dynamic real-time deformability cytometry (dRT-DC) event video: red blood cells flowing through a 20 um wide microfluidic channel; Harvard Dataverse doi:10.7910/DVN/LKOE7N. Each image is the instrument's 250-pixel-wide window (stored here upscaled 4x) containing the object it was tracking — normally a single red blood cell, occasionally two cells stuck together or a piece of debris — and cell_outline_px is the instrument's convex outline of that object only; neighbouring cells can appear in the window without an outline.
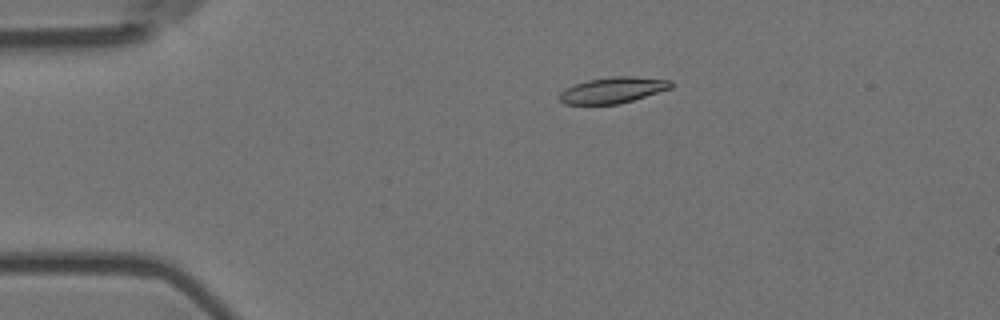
{"species": "Egyptian fruit bat (a non-hibernating species)", "species_latin": "Rousettus aegyptiacus", "temperature_condition": "room temperature", "stored_images_in_passage": 5, "camera_frame_rate_fps": 3000, "um_per_image_px": 0.085, "animal": {"sex": "female"}, "frame": {"image": 1, "passage_image": 1, "time_ms": 0.0, "image_size_px": [1000, 320], "cell_outline_px": [[676, 84], [672, 88], [620, 104], [564, 104], [556, 96], [564, 88], [588, 80], [608, 76], [632, 76], [672, 80]], "centroid_in_image_um": [52.11, 7.65], "position_along_channel_um": 32.9, "area_um2": 17.17}}
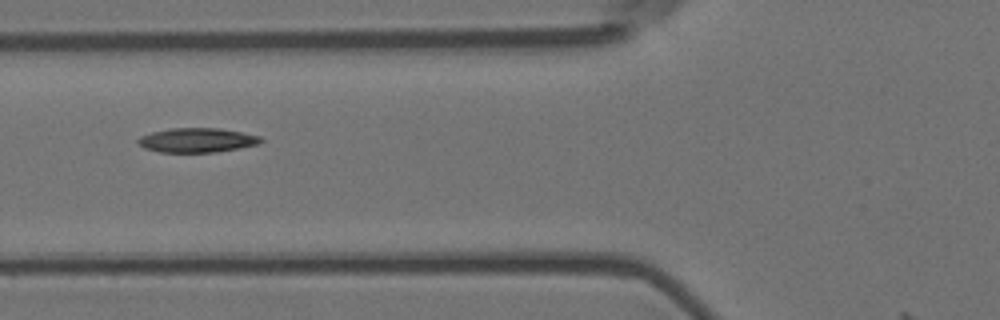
{"frame": {"image": 2, "passage_image": 4, "time_ms": 1.0, "image_size_px": [1000, 320], "cell_outline_px": [[264, 140], [260, 144], [216, 152], [160, 152], [144, 148], [136, 140], [140, 136], [152, 132], [172, 128], [220, 128], [260, 136]], "centroid_in_image_um": [16.76, 11.91], "position_along_channel_um": 109.0, "area_um2": 17.4}}
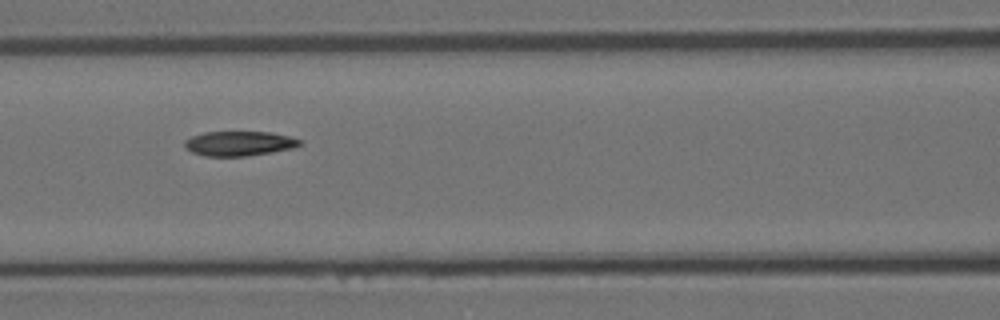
{"frame": {"image": 3, "passage_image": 5, "time_ms": 1.333, "image_size_px": [1000, 320], "cell_outline_px": [[304, 144], [292, 148], [272, 152], [244, 156], [204, 156], [192, 152], [184, 148], [184, 140], [192, 136], [204, 132], [272, 132], [292, 136], [304, 140]], "centroid_in_image_um": [20.37, 12.19], "position_along_channel_um": 146.2, "area_um2": 16.82}}